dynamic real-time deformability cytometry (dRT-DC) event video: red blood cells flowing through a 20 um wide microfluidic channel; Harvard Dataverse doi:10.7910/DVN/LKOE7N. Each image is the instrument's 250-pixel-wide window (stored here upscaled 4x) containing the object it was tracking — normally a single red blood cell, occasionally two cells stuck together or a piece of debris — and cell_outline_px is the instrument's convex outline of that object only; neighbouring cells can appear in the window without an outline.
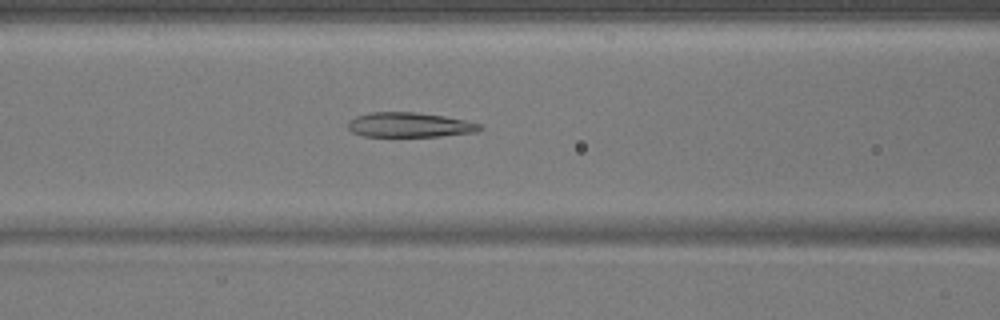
{"species": "common noctule bat (a hibernating species)", "species_latin": "Nyctalus noctula", "temperature_condition": "warm", "stored_images_in_passage": 51, "camera_frame_rate_fps": 3000, "um_per_image_px": 0.085, "animal": {"sex": "male", "body_mass_g": 17.9}, "frame": {"image": 1, "passage_image": 22, "time_ms": 7.0, "image_size_px": [1000, 320], "cell_outline_px": [[484, 128], [476, 132], [440, 136], [364, 136], [352, 132], [348, 128], [348, 120], [356, 116], [372, 112], [416, 112], [444, 116], [464, 120], [480, 124]], "centroid_in_image_um": [34.8, 10.61], "position_along_channel_um": 131.8, "area_um2": 18.96}}
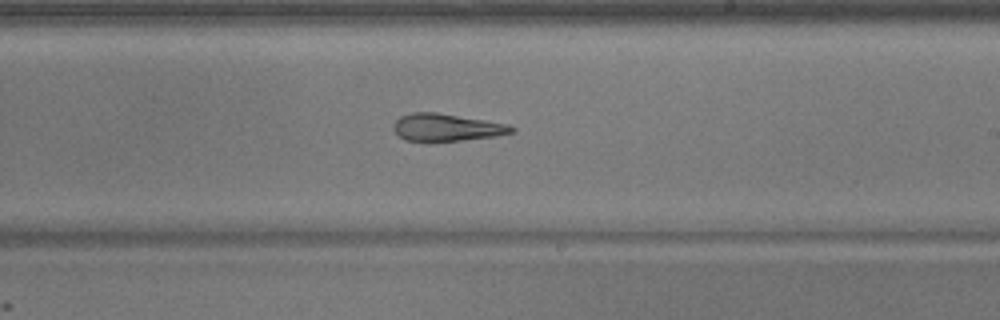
{"frame": {"image": 2, "passage_image": 31, "time_ms": 10.0, "image_size_px": [1000, 320], "cell_outline_px": [[516, 132], [496, 136], [432, 144], [428, 144], [404, 140], [392, 128], [392, 124], [400, 116], [412, 112], [436, 112], [508, 124], [516, 128]], "centroid_in_image_um": [37.92, 10.87], "position_along_channel_um": 251.1, "area_um2": 19.59}}
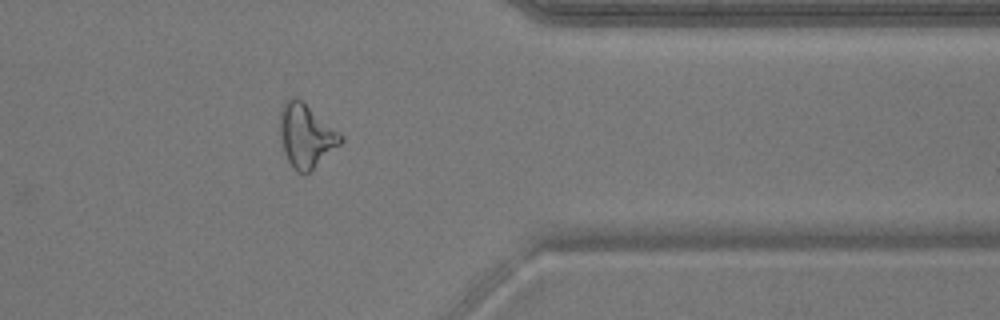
{"frame": {"image": 3, "passage_image": 42, "time_ms": 13.667, "image_size_px": [1000, 320], "cell_outline_px": [[344, 140], [340, 144], [308, 172], [296, 172], [292, 168], [284, 152], [280, 140], [280, 108], [284, 100], [292, 96], [296, 96], [340, 132], [344, 136]], "centroid_in_image_um": [25.99, 11.49], "position_along_channel_um": 385.4, "area_um2": 22.37}}